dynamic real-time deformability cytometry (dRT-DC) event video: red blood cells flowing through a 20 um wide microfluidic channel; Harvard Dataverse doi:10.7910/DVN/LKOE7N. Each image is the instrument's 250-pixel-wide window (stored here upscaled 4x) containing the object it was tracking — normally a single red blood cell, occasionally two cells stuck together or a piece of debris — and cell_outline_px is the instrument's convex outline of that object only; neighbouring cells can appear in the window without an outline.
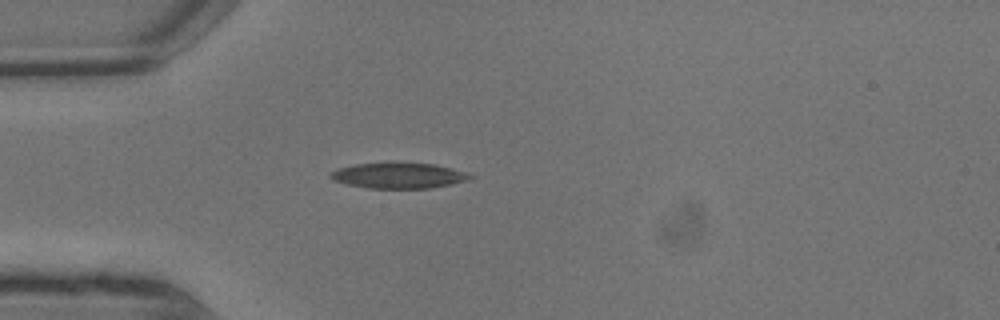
{"species": "common noctule bat (a hibernating species)", "species_latin": "Nyctalus noctula", "temperature_condition": "warm", "stored_images_in_passage": 6, "camera_frame_rate_fps": 3000, "um_per_image_px": 0.085, "animal": {"sex": "male", "body_mass_g": 13.3}, "frame": {"image": 1, "passage_image": 1, "time_ms": 0.0, "image_size_px": [1000, 320], "cell_outline_px": [[472, 176], [468, 180], [452, 184], [432, 188], [368, 188], [348, 184], [332, 180], [328, 176], [332, 172], [340, 168], [356, 164], [392, 160], [432, 164], [464, 172]], "centroid_in_image_um": [33.84, 14.89], "position_along_channel_um": 51.2, "area_um2": 21.15}}
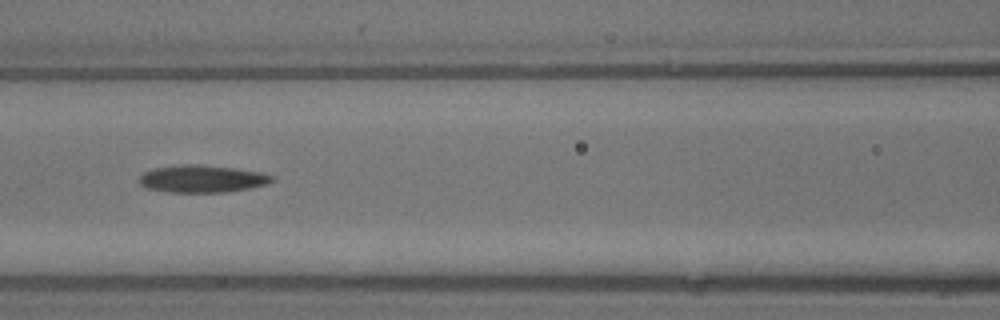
{"frame": {"image": 2, "passage_image": 4, "time_ms": 1.0, "image_size_px": [1000, 320], "cell_outline_px": [[276, 180], [268, 184], [228, 192], [172, 192], [144, 188], [140, 184], [140, 176], [144, 172], [152, 168], [184, 164], [196, 164], [236, 168], [260, 172], [276, 176]], "centroid_in_image_um": [17.21, 15.19], "position_along_channel_um": 149.4, "area_um2": 21.33}}
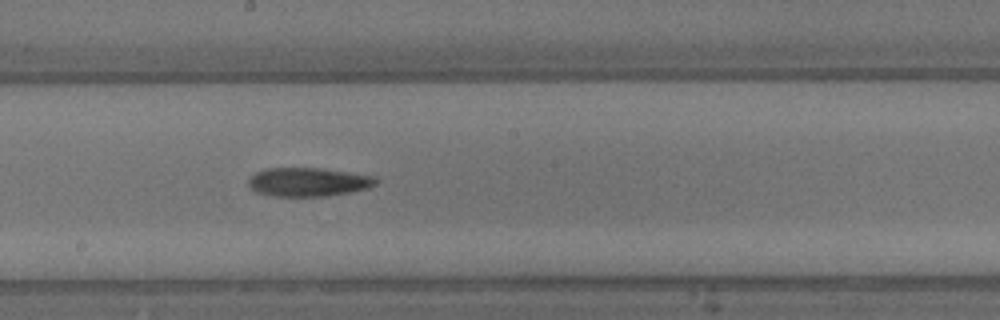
{"frame": {"image": 3, "passage_image": 6, "time_ms": 1.667, "image_size_px": [1000, 320], "cell_outline_px": [[376, 184], [368, 188], [328, 196], [272, 196], [256, 192], [248, 184], [248, 180], [256, 172], [268, 168], [320, 168], [348, 172], [372, 176], [376, 180]], "centroid_in_image_um": [26.17, 15.47], "position_along_channel_um": 222.0, "area_um2": 21.1}}